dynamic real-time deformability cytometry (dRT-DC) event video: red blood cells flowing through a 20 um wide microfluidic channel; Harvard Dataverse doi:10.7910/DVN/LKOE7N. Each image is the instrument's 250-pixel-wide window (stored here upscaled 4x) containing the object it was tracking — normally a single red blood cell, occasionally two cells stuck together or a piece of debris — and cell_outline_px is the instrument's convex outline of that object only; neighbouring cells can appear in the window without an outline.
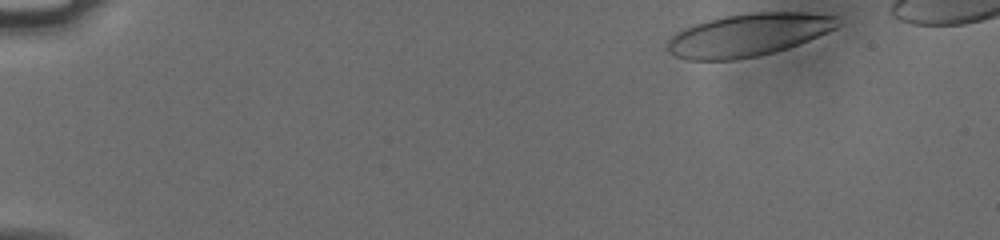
{"species": "human", "species_latin": "Homo sapiens", "temperature_condition": "cold", "stored_images_in_passage": 14, "camera_frame_rate_fps": 3000, "um_per_image_px": 0.085, "donor": {"sex": "male"}, "frame": {"image": 1, "passage_image": 1, "time_ms": 0.0, "image_size_px": [1000, 240], "cell_outline_px": [[840, 24], [836, 28], [808, 40], [788, 48], [760, 56], [736, 60], [688, 60], [676, 56], [668, 48], [668, 40], [676, 32], [684, 28], [708, 20], [724, 16], [748, 12], [800, 12], [836, 16]], "centroid_in_image_um": [63.61, 2.97], "position_along_channel_um": 21.4, "area_um2": 42.19}}
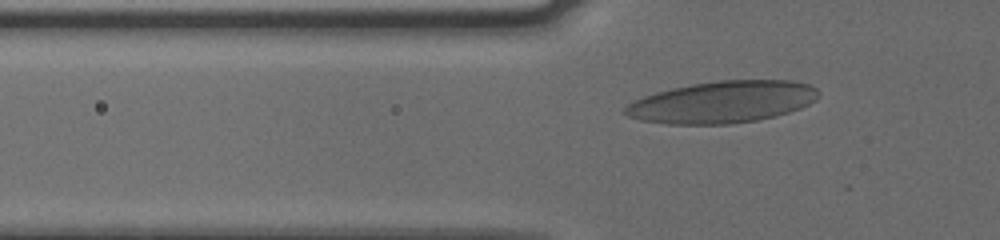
{"frame": {"image": 2, "passage_image": 10, "time_ms": 3.0, "image_size_px": [1000, 240], "cell_outline_px": [[820, 96], [816, 100], [800, 108], [788, 112], [756, 120], [728, 124], [668, 124], [640, 120], [628, 116], [624, 112], [624, 108], [628, 104], [644, 96], [656, 92], [672, 88], [692, 84], [720, 80], [792, 80], [812, 84], [820, 92]], "centroid_in_image_um": [61.44, 8.66], "position_along_channel_um": 64.4, "area_um2": 47.11}}
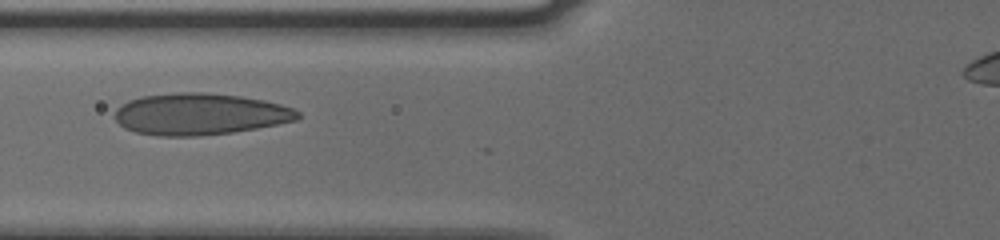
{"frame": {"image": 3, "passage_image": 12, "time_ms": 3.667, "image_size_px": [1000, 240], "cell_outline_px": [[300, 116], [296, 120], [256, 128], [232, 132], [200, 136], [156, 136], [136, 132], [124, 128], [116, 120], [116, 108], [120, 104], [128, 100], [140, 96], [180, 92], [208, 92], [240, 96], [264, 100], [280, 104], [292, 108], [300, 112]], "centroid_in_image_um": [16.96, 9.69], "position_along_channel_um": 108.8, "area_um2": 44.51}}